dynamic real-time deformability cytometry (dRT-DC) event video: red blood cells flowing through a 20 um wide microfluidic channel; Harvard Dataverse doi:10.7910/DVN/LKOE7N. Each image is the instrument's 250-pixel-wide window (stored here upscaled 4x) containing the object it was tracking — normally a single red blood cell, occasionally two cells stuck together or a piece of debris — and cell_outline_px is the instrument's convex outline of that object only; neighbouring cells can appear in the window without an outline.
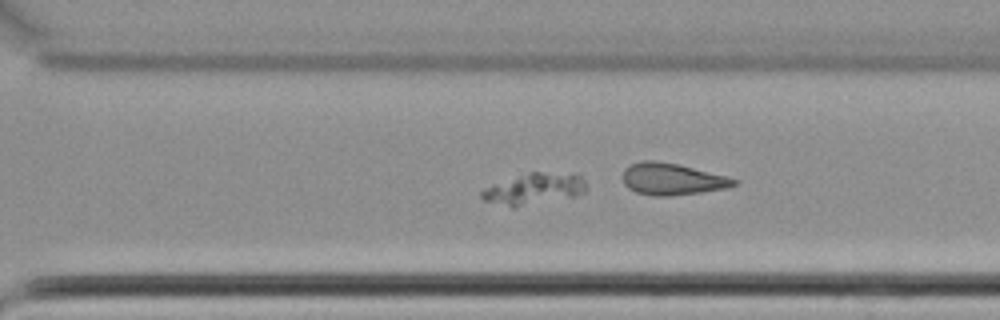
{"species": "common noctule bat (a hibernating species)", "species_latin": "Nyctalus noctula", "temperature_condition": "cold", "stored_images_in_passage": 33, "camera_frame_rate_fps": 3000, "um_per_image_px": 0.085, "animal": {"sex": "female", "body_mass_g": 22.7, "forearm_length_mm": 54.2}, "frame": {"image": 1, "passage_image": 28, "time_ms": 9.0, "image_size_px": [1000, 320], "cell_outline_px": [[588, 188], [584, 192], [576, 196], [512, 208], [484, 200], [480, 196], [480, 192], [484, 188], [492, 184], [528, 172], [540, 172], [580, 176], [584, 180]], "centroid_in_image_um": [45.35, 16.07], "position_along_channel_um": 325.2, "area_um2": 18.9}}